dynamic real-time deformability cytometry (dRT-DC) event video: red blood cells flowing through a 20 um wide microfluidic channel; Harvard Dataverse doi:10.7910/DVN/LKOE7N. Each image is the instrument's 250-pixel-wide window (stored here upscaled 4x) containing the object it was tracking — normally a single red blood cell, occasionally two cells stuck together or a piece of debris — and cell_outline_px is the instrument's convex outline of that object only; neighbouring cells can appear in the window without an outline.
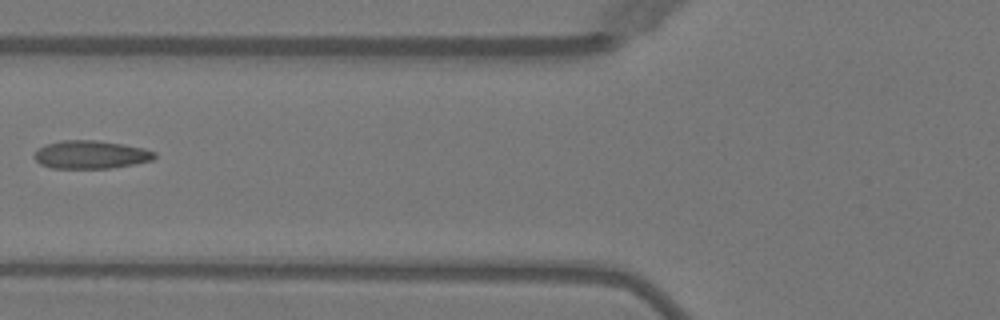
{"species": "Egyptian fruit bat (a non-hibernating species)", "species_latin": "Rousettus aegyptiacus", "temperature_condition": "warm", "stored_images_in_passage": 3, "camera_frame_rate_fps": 3000, "um_per_image_px": 0.085, "animal": {"sex": "female"}, "frame": {"image": 1, "passage_image": 3, "time_ms": 2.667, "image_size_px": [1000, 320], "cell_outline_px": [[156, 156], [152, 160], [136, 164], [108, 168], [52, 168], [40, 164], [32, 156], [44, 144], [60, 140], [96, 140], [124, 144], [144, 148], [156, 152]], "centroid_in_image_um": [7.72, 13.14], "position_along_channel_um": 118.1, "area_um2": 19.83}}